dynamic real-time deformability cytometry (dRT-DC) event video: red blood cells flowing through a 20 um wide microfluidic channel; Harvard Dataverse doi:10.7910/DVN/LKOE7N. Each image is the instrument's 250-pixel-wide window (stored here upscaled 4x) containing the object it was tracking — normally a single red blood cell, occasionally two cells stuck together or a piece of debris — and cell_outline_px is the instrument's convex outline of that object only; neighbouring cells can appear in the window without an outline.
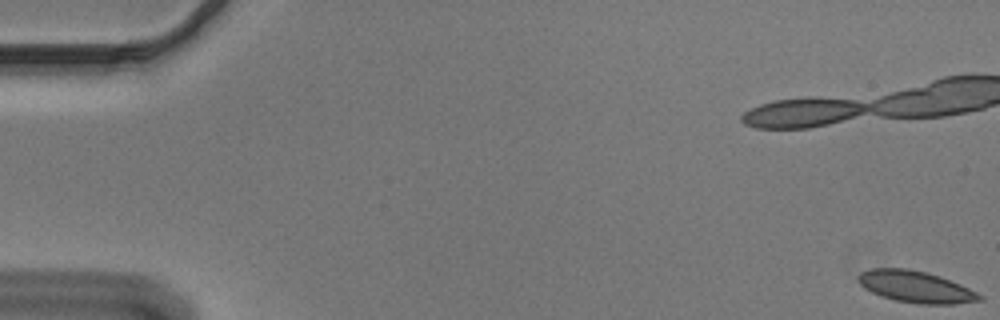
{"species": "Egyptian fruit bat (a non-hibernating species)", "species_latin": "Rousettus aegyptiacus", "temperature_condition": "cold", "stored_images_in_passage": 14, "camera_frame_rate_fps": 3000, "um_per_image_px": 0.085, "animal": {"sex": "male"}, "frame": {"image": 1, "passage_image": 1, "time_ms": 0.0, "image_size_px": [1000, 320], "cell_outline_px": [[984, 300], [956, 304], [920, 304], [896, 300], [880, 296], [864, 288], [856, 280], [856, 276], [860, 272], [868, 268], [908, 268], [940, 276], [960, 284], [984, 296]], "centroid_in_image_um": [77.81, 24.37], "position_along_channel_um": 7.2, "area_um2": 22.54}}